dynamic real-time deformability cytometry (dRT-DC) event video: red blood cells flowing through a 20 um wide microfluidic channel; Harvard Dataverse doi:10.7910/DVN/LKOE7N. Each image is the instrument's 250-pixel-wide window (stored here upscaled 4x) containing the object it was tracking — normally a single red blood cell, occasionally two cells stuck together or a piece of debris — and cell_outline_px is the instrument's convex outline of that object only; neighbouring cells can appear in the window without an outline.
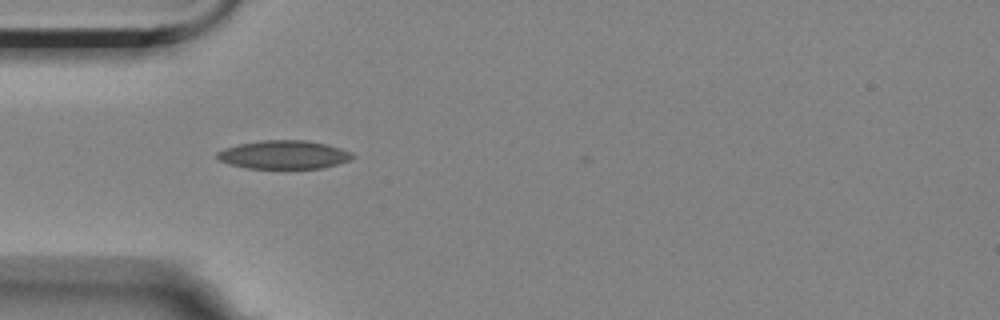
{"species": "Egyptian fruit bat (a non-hibernating species)", "species_latin": "Rousettus aegyptiacus", "temperature_condition": "room temperature", "stored_images_in_passage": 3, "camera_frame_rate_fps": 3000, "um_per_image_px": 0.085, "animal": {"sex": "female"}, "frame": {"image": 1, "passage_image": 2, "time_ms": 1.333, "image_size_px": [1000, 320], "cell_outline_px": [[356, 156], [352, 160], [324, 168], [248, 168], [232, 164], [220, 160], [216, 156], [216, 152], [224, 148], [240, 144], [260, 140], [304, 140], [328, 144], [352, 152]], "centroid_in_image_um": [24.19, 13.14], "position_along_channel_um": 60.8, "area_um2": 22.48}}
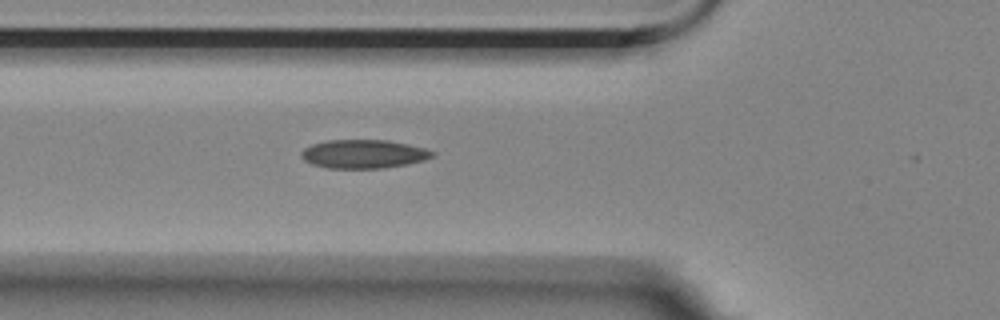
{"frame": {"image": 2, "passage_image": 3, "time_ms": 2.333, "image_size_px": [1000, 320], "cell_outline_px": [[436, 156], [424, 160], [408, 164], [384, 168], [328, 168], [312, 164], [304, 160], [300, 156], [300, 152], [304, 148], [312, 144], [328, 140], [388, 140], [408, 144], [424, 148], [436, 152]], "centroid_in_image_um": [30.92, 13.09], "position_along_channel_um": 94.9, "area_um2": 22.02}}